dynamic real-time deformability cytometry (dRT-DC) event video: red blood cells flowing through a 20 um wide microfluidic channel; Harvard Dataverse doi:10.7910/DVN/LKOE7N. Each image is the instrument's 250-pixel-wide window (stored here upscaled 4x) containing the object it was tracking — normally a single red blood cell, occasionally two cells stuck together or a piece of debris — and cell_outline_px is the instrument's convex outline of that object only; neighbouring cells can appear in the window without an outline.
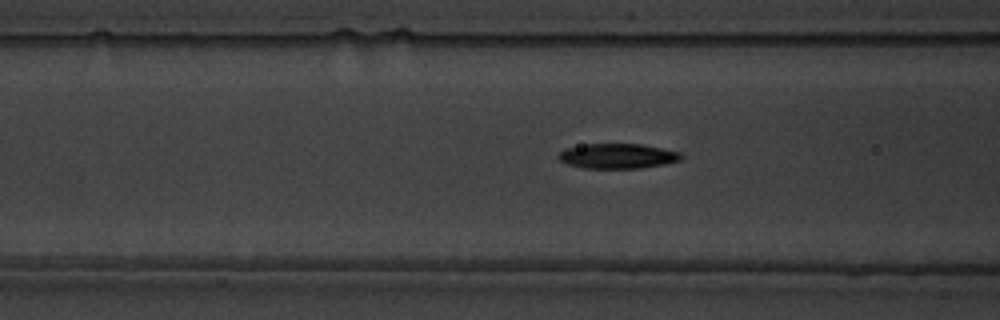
{"species": "common noctule bat (a hibernating species)", "species_latin": "Nyctalus noctula", "temperature_condition": "warm", "stored_images_in_passage": 34, "camera_frame_rate_fps": 3000, "um_per_image_px": 0.085, "animal": {"sex": "male", "body_mass_g": 19.5, "forearm_length_mm": 54.6}, "frame": {"image": 1, "passage_image": 9, "time_ms": 2.667, "image_size_px": [1000, 320], "cell_outline_px": [[684, 156], [680, 160], [664, 164], [640, 168], [584, 168], [568, 164], [560, 160], [556, 156], [564, 148], [584, 144], [640, 144], [680, 152]], "centroid_in_image_um": [52.47, 13.26], "position_along_channel_um": 114.1, "area_um2": 17.8}}
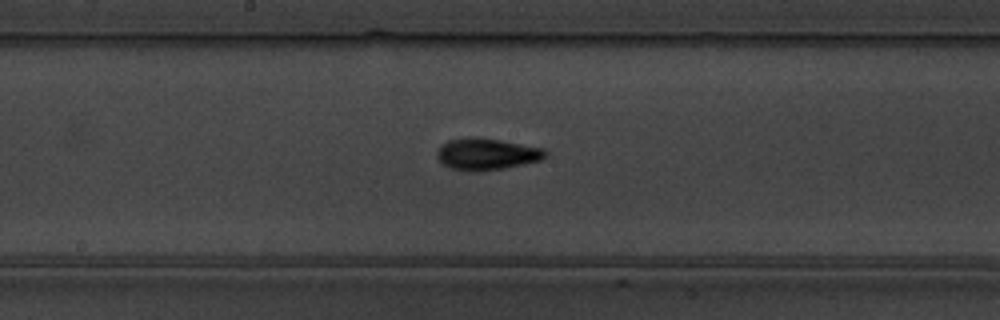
{"frame": {"image": 2, "passage_image": 17, "time_ms": 5.333, "image_size_px": [1000, 320], "cell_outline_px": [[548, 156], [540, 160], [524, 164], [504, 168], [476, 172], [468, 172], [452, 168], [444, 164], [436, 156], [436, 152], [440, 144], [448, 140], [500, 140], [544, 148], [548, 152]], "centroid_in_image_um": [41.4, 13.14], "position_along_channel_um": 206.8, "area_um2": 19.48}}
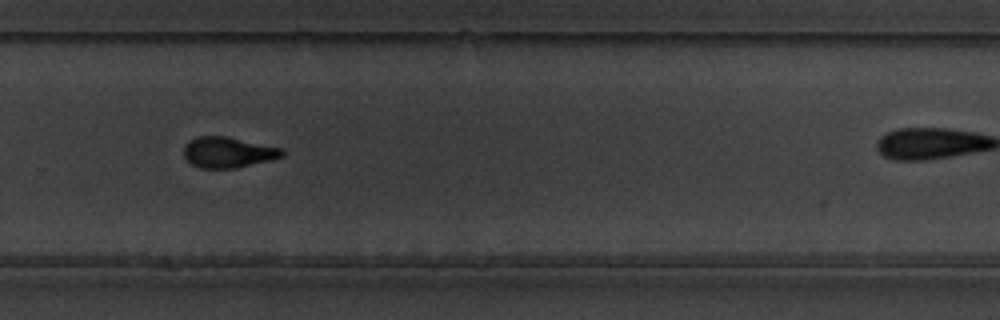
{"frame": {"image": 3, "passage_image": 26, "time_ms": 8.333, "image_size_px": [1000, 320], "cell_outline_px": [[284, 156], [272, 160], [236, 168], [200, 168], [192, 164], [184, 156], [184, 148], [188, 140], [196, 136], [228, 136], [284, 148]], "centroid_in_image_um": [19.42, 12.93], "position_along_channel_um": 310.4, "area_um2": 17.86}}